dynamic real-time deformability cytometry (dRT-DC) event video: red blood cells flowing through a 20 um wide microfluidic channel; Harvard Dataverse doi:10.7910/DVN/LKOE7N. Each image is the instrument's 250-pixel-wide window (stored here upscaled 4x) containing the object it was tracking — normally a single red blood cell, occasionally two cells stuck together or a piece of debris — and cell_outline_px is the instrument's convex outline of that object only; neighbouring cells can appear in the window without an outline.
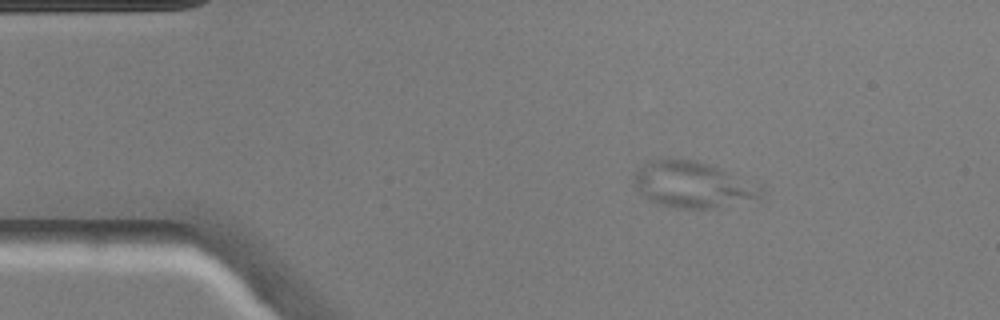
{"species": "common noctule bat (a hibernating species)", "species_latin": "Nyctalus noctula", "temperature_condition": "warm", "stored_images_in_passage": 42, "camera_frame_rate_fps": 3000, "um_per_image_px": 0.085, "animal": {"sex": "male", "body_mass_g": 20.5, "forearm_length_mm": 52.5}, "frame": {"image": 1, "passage_image": 1, "time_ms": 0.0, "image_size_px": [1000, 320], "cell_outline_px": [[760, 200], [716, 208], [672, 208], [660, 204], [640, 196], [632, 180], [636, 172], [644, 164], [652, 160], [696, 160], [720, 168], [760, 184]], "centroid_in_image_um": [58.91, 15.73], "position_along_channel_um": 26.1, "area_um2": 34.28}}
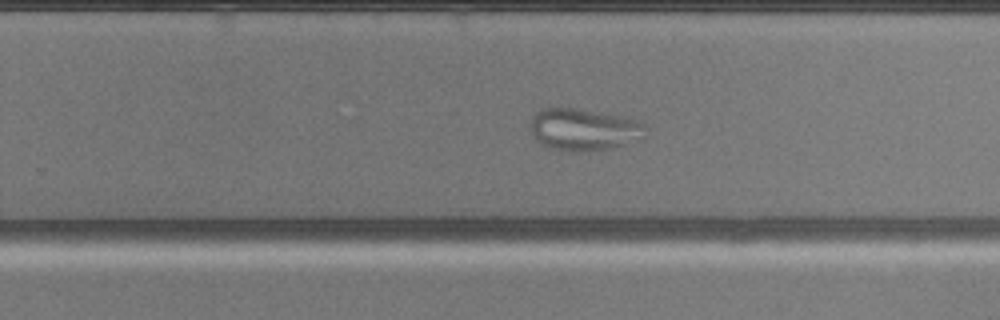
{"frame": {"image": 2, "passage_image": 24, "time_ms": 7.667, "image_size_px": [1000, 320], "cell_outline_px": [[648, 128], [644, 136], [624, 144], [608, 148], [580, 152], [572, 152], [552, 148], [540, 144], [532, 136], [528, 124], [532, 116], [540, 108], [580, 108], [624, 116], [644, 120], [648, 124]], "centroid_in_image_um": [49.62, 10.98], "position_along_channel_um": 280.2, "area_um2": 28.9}}
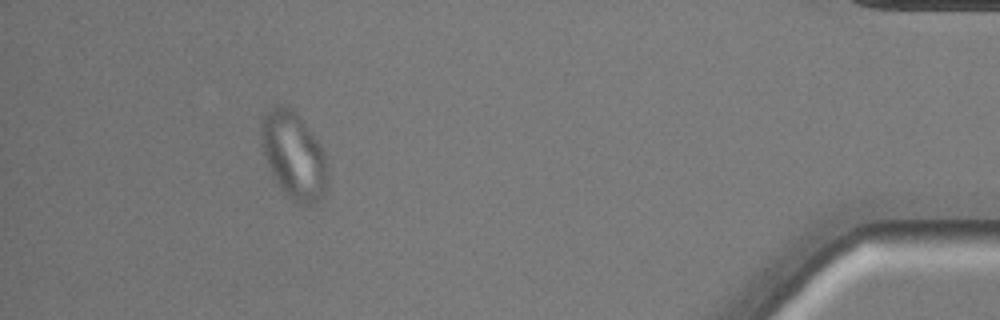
{"frame": {"image": 3, "passage_image": 38, "time_ms": 12.333, "image_size_px": [1000, 320], "cell_outline_px": [[328, 188], [324, 196], [316, 204], [300, 204], [292, 200], [280, 188], [268, 168], [264, 156], [260, 136], [260, 132], [264, 112], [276, 104], [288, 104], [296, 112], [320, 144], [324, 152], [328, 172]], "centroid_in_image_um": [24.97, 13.21], "position_along_channel_um": 410.2, "area_um2": 34.22}}